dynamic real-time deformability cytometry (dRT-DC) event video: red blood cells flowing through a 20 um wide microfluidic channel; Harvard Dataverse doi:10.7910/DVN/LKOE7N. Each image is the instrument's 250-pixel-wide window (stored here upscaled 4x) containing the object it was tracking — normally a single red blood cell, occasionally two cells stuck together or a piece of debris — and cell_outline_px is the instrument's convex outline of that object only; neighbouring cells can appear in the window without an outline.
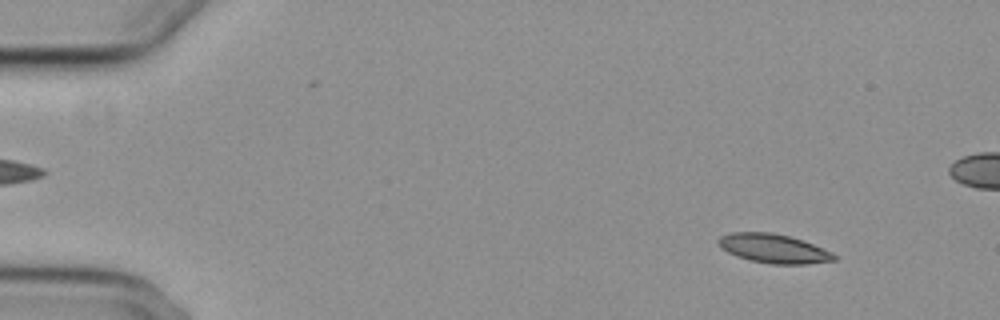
{"species": "common noctule bat (a hibernating species)", "species_latin": "Nyctalus noctula", "temperature_condition": "cold", "stored_images_in_passage": 21, "camera_frame_rate_fps": 3000, "um_per_image_px": 0.085, "animal": {"sex": "female", "body_mass_g": 29.2, "forearm_length_mm": 56.3}, "frame": {"image": 1, "passage_image": 6, "time_ms": 1.667, "image_size_px": [1000, 320], "cell_outline_px": [[836, 260], [808, 264], [772, 264], [748, 260], [736, 256], [720, 248], [716, 240], [720, 236], [732, 232], [772, 232], [804, 240], [832, 252], [836, 256]], "centroid_in_image_um": [65.73, 21.12], "position_along_channel_um": 19.3, "area_um2": 19.77}}
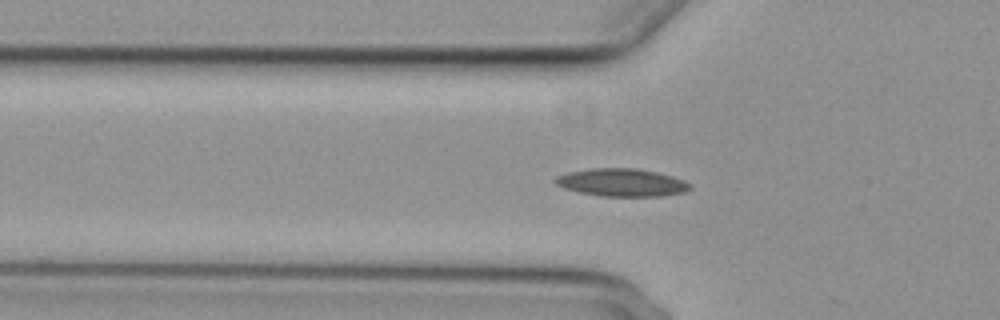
{"frame": {"image": 2, "passage_image": 19, "time_ms": 6.0, "image_size_px": [1000, 320], "cell_outline_px": [[692, 188], [684, 192], [660, 196], [600, 196], [580, 192], [564, 188], [556, 184], [552, 180], [556, 176], [568, 172], [592, 168], [636, 168], [656, 172], [672, 176], [684, 180], [692, 184]], "centroid_in_image_um": [52.85, 15.51], "position_along_channel_um": 73.0, "area_um2": 21.85}}